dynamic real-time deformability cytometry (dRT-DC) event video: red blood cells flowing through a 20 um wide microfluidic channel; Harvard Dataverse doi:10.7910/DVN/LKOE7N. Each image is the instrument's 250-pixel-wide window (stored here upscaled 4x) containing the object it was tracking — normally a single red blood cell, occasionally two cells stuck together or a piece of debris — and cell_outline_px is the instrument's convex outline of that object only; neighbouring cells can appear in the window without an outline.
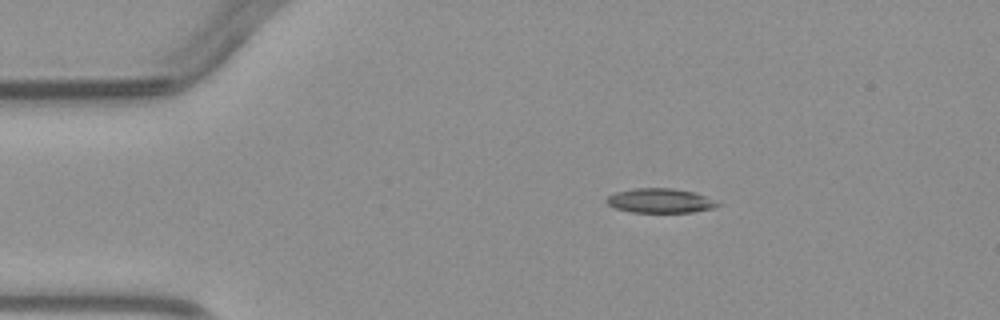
{"species": "common noctule bat (a hibernating species)", "species_latin": "Nyctalus noctula", "temperature_condition": "warm", "stored_images_in_passage": 2, "camera_frame_rate_fps": 3000, "um_per_image_px": 0.085, "animal": {"sex": "male", "body_mass_g": 23.1, "forearm_length_mm": 52.7}, "frame": {"image": 1, "passage_image": 1, "time_ms": 0.0, "image_size_px": [1000, 320], "cell_outline_px": [[724, 204], [716, 208], [692, 212], [632, 212], [616, 208], [608, 204], [604, 200], [608, 196], [616, 192], [636, 188], [672, 188], [696, 192]], "centroid_in_image_um": [56.17, 17.06], "position_along_channel_um": 28.8, "area_um2": 15.95}}